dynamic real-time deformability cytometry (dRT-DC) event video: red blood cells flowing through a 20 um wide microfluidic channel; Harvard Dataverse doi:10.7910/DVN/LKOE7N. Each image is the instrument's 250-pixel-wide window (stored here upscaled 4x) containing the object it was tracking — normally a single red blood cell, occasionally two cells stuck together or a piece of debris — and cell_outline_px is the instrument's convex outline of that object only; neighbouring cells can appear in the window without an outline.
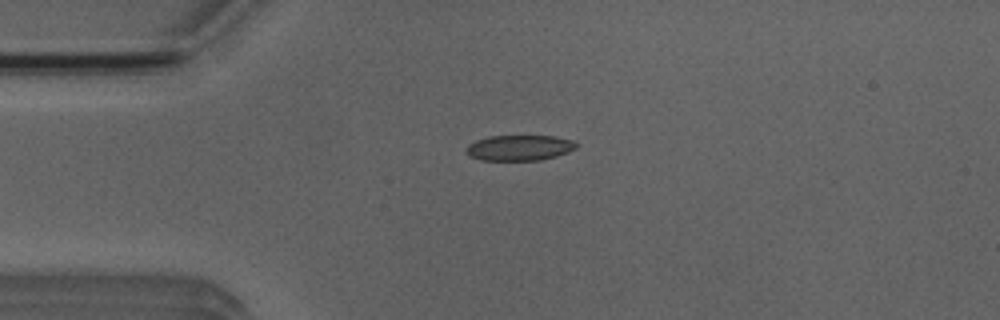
{"species": "Egyptian fruit bat (a non-hibernating species)", "species_latin": "Rousettus aegyptiacus", "temperature_condition": "room temperature", "stored_images_in_passage": 4, "camera_frame_rate_fps": 3000, "um_per_image_px": 0.085, "animal": {"sex": "male"}, "frame": {"image": 1, "passage_image": 2, "time_ms": 1.333, "image_size_px": [1000, 320], "cell_outline_px": [[580, 144], [576, 148], [568, 152], [556, 156], [540, 160], [480, 160], [468, 156], [464, 152], [464, 148], [468, 144], [476, 140], [488, 136], [556, 136], [572, 140]], "centroid_in_image_um": [44.12, 12.56], "position_along_channel_um": 40.9, "area_um2": 16.65}}